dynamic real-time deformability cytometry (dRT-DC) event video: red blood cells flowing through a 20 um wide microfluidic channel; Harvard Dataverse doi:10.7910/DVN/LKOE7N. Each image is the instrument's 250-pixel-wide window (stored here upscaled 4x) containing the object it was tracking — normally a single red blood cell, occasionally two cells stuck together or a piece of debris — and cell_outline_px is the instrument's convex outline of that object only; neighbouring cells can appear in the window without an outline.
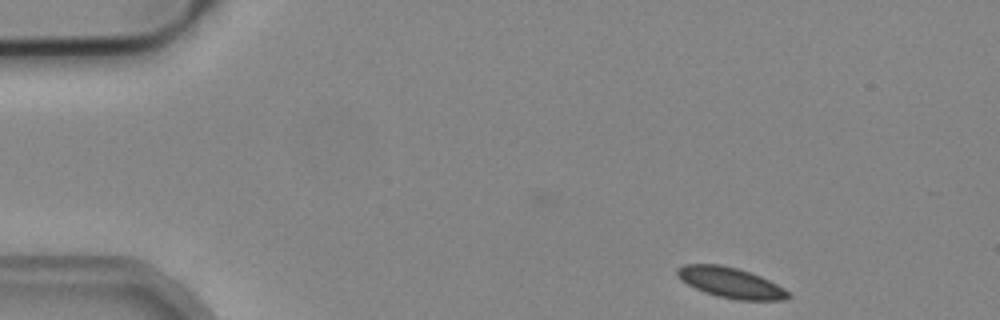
{"species": "common noctule bat (a hibernating species)", "species_latin": "Nyctalus noctula", "temperature_condition": "cold", "stored_images_in_passage": 4, "camera_frame_rate_fps": 3000, "um_per_image_px": 0.085, "animal": {"sex": "male", "body_mass_g": 19.2, "forearm_length_mm": 51.8}, "frame": {"image": 1, "passage_image": 1, "time_ms": 0.0, "image_size_px": [1000, 320], "cell_outline_px": [[792, 296], [784, 300], [736, 300], [704, 292], [680, 280], [676, 272], [676, 268], [684, 264], [720, 264], [736, 268], [760, 276], [784, 288]], "centroid_in_image_um": [62.09, 24.02], "position_along_channel_um": 22.9, "area_um2": 19.54}}